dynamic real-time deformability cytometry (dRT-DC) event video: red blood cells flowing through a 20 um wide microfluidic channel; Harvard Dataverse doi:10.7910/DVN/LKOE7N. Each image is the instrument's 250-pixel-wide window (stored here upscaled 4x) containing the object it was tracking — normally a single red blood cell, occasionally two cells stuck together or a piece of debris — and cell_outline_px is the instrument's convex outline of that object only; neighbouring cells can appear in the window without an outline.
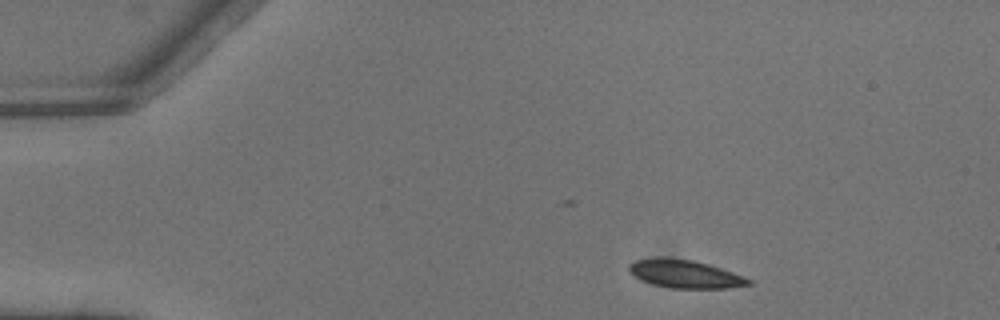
{"species": "common noctule bat (a hibernating species)", "species_latin": "Nyctalus noctula", "temperature_condition": "warm", "stored_images_in_passage": 3, "camera_frame_rate_fps": 3000, "um_per_image_px": 0.085, "animal": {"sex": "male", "body_mass_g": 13.3}, "frame": {"image": 1, "passage_image": 1, "time_ms": 0.0, "image_size_px": [1000, 320], "cell_outline_px": [[752, 284], [728, 288], [672, 288], [652, 284], [628, 272], [628, 264], [636, 260], [660, 256], [692, 260], [708, 264], [744, 276], [752, 280]], "centroid_in_image_um": [58.21, 23.27], "position_along_channel_um": 26.8, "area_um2": 19.54}}
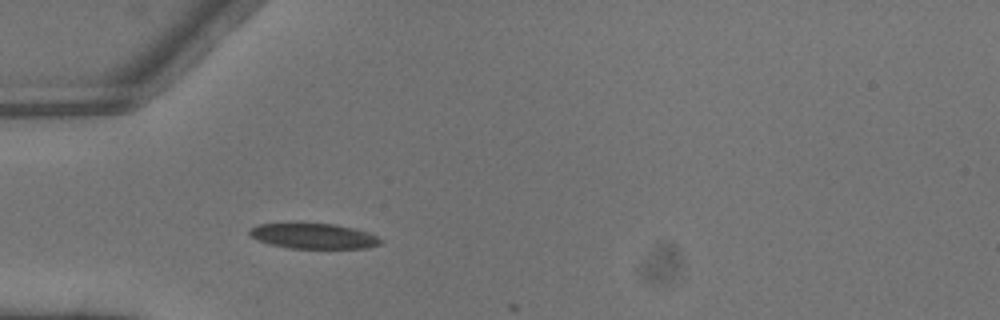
{"frame": {"image": 2, "passage_image": 3, "time_ms": 0.667, "image_size_px": [1000, 320], "cell_outline_px": [[384, 240], [380, 244], [368, 248], [288, 248], [256, 240], [248, 236], [248, 232], [252, 228], [260, 224], [336, 224], [368, 232]], "centroid_in_image_um": [26.67, 20.08], "position_along_channel_um": 58.3, "area_um2": 19.13}}